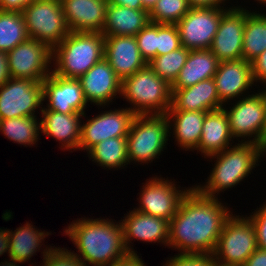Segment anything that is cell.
Here are the masks:
<instances>
[{
    "mask_svg": "<svg viewBox=\"0 0 266 266\" xmlns=\"http://www.w3.org/2000/svg\"><path fill=\"white\" fill-rule=\"evenodd\" d=\"M219 200L201 195L192 185L170 220L168 248L179 253H213L233 213Z\"/></svg>",
    "mask_w": 266,
    "mask_h": 266,
    "instance_id": "obj_1",
    "label": "cell"
},
{
    "mask_svg": "<svg viewBox=\"0 0 266 266\" xmlns=\"http://www.w3.org/2000/svg\"><path fill=\"white\" fill-rule=\"evenodd\" d=\"M101 216L99 218H77L63 229L75 245L77 256L85 266H106L126 257L129 252L124 244L123 227Z\"/></svg>",
    "mask_w": 266,
    "mask_h": 266,
    "instance_id": "obj_2",
    "label": "cell"
},
{
    "mask_svg": "<svg viewBox=\"0 0 266 266\" xmlns=\"http://www.w3.org/2000/svg\"><path fill=\"white\" fill-rule=\"evenodd\" d=\"M264 155V147L254 143H235L220 153L208 156L214 160L212 171L205 184H194V188L206 197L219 198L221 192L232 189L251 175L260 166ZM259 162V163H258ZM200 184V185H199ZM196 185V186H195Z\"/></svg>",
    "mask_w": 266,
    "mask_h": 266,
    "instance_id": "obj_3",
    "label": "cell"
},
{
    "mask_svg": "<svg viewBox=\"0 0 266 266\" xmlns=\"http://www.w3.org/2000/svg\"><path fill=\"white\" fill-rule=\"evenodd\" d=\"M103 58L102 33L70 32L52 49V72L63 78L78 79Z\"/></svg>",
    "mask_w": 266,
    "mask_h": 266,
    "instance_id": "obj_4",
    "label": "cell"
},
{
    "mask_svg": "<svg viewBox=\"0 0 266 266\" xmlns=\"http://www.w3.org/2000/svg\"><path fill=\"white\" fill-rule=\"evenodd\" d=\"M135 115L166 114L172 102L171 84L148 64L122 81L121 97Z\"/></svg>",
    "mask_w": 266,
    "mask_h": 266,
    "instance_id": "obj_5",
    "label": "cell"
},
{
    "mask_svg": "<svg viewBox=\"0 0 266 266\" xmlns=\"http://www.w3.org/2000/svg\"><path fill=\"white\" fill-rule=\"evenodd\" d=\"M166 114L135 115L127 135L129 164H149L159 158L168 145Z\"/></svg>",
    "mask_w": 266,
    "mask_h": 266,
    "instance_id": "obj_6",
    "label": "cell"
},
{
    "mask_svg": "<svg viewBox=\"0 0 266 266\" xmlns=\"http://www.w3.org/2000/svg\"><path fill=\"white\" fill-rule=\"evenodd\" d=\"M257 248L253 224L238 213L225 222L213 255L217 264L242 266Z\"/></svg>",
    "mask_w": 266,
    "mask_h": 266,
    "instance_id": "obj_7",
    "label": "cell"
},
{
    "mask_svg": "<svg viewBox=\"0 0 266 266\" xmlns=\"http://www.w3.org/2000/svg\"><path fill=\"white\" fill-rule=\"evenodd\" d=\"M254 93L235 100L233 103L232 101L225 103L222 108L227 115L230 131L235 141L254 143L265 148L264 105L260 94ZM226 104H229L228 107Z\"/></svg>",
    "mask_w": 266,
    "mask_h": 266,
    "instance_id": "obj_8",
    "label": "cell"
},
{
    "mask_svg": "<svg viewBox=\"0 0 266 266\" xmlns=\"http://www.w3.org/2000/svg\"><path fill=\"white\" fill-rule=\"evenodd\" d=\"M22 13L29 38L51 49L70 33L60 0H32Z\"/></svg>",
    "mask_w": 266,
    "mask_h": 266,
    "instance_id": "obj_9",
    "label": "cell"
},
{
    "mask_svg": "<svg viewBox=\"0 0 266 266\" xmlns=\"http://www.w3.org/2000/svg\"><path fill=\"white\" fill-rule=\"evenodd\" d=\"M174 180L165 179L161 175L146 179V182L142 183V189L138 193L139 197L137 199L139 204L134 209L147 215L166 219L170 222L176 214L182 198L192 188L180 189L181 186L179 185L177 187Z\"/></svg>",
    "mask_w": 266,
    "mask_h": 266,
    "instance_id": "obj_10",
    "label": "cell"
},
{
    "mask_svg": "<svg viewBox=\"0 0 266 266\" xmlns=\"http://www.w3.org/2000/svg\"><path fill=\"white\" fill-rule=\"evenodd\" d=\"M42 98V82L11 77L0 86V120L37 116V109L41 112L43 108Z\"/></svg>",
    "mask_w": 266,
    "mask_h": 266,
    "instance_id": "obj_11",
    "label": "cell"
},
{
    "mask_svg": "<svg viewBox=\"0 0 266 266\" xmlns=\"http://www.w3.org/2000/svg\"><path fill=\"white\" fill-rule=\"evenodd\" d=\"M12 78H28L42 82L52 72V49L32 38L26 39L7 52Z\"/></svg>",
    "mask_w": 266,
    "mask_h": 266,
    "instance_id": "obj_12",
    "label": "cell"
},
{
    "mask_svg": "<svg viewBox=\"0 0 266 266\" xmlns=\"http://www.w3.org/2000/svg\"><path fill=\"white\" fill-rule=\"evenodd\" d=\"M228 8H191L175 25L182 46L189 50L210 49L222 14Z\"/></svg>",
    "mask_w": 266,
    "mask_h": 266,
    "instance_id": "obj_13",
    "label": "cell"
},
{
    "mask_svg": "<svg viewBox=\"0 0 266 266\" xmlns=\"http://www.w3.org/2000/svg\"><path fill=\"white\" fill-rule=\"evenodd\" d=\"M81 124L78 151L88 152L103 140L114 137H127L135 114L127 107L101 111ZM85 121V122H84Z\"/></svg>",
    "mask_w": 266,
    "mask_h": 266,
    "instance_id": "obj_14",
    "label": "cell"
},
{
    "mask_svg": "<svg viewBox=\"0 0 266 266\" xmlns=\"http://www.w3.org/2000/svg\"><path fill=\"white\" fill-rule=\"evenodd\" d=\"M42 110H51L63 114H85L88 101L85 98L81 83L75 78H63L51 72L43 81ZM48 102V103H47Z\"/></svg>",
    "mask_w": 266,
    "mask_h": 266,
    "instance_id": "obj_15",
    "label": "cell"
},
{
    "mask_svg": "<svg viewBox=\"0 0 266 266\" xmlns=\"http://www.w3.org/2000/svg\"><path fill=\"white\" fill-rule=\"evenodd\" d=\"M246 23V7L240 5L227 9L221 17L214 36L211 52L219 61L242 58V43Z\"/></svg>",
    "mask_w": 266,
    "mask_h": 266,
    "instance_id": "obj_16",
    "label": "cell"
},
{
    "mask_svg": "<svg viewBox=\"0 0 266 266\" xmlns=\"http://www.w3.org/2000/svg\"><path fill=\"white\" fill-rule=\"evenodd\" d=\"M120 222L123 227L124 244L129 254L138 252L132 247V241H143L146 243H160L168 247L169 221L163 218L141 213L133 210L124 214Z\"/></svg>",
    "mask_w": 266,
    "mask_h": 266,
    "instance_id": "obj_17",
    "label": "cell"
},
{
    "mask_svg": "<svg viewBox=\"0 0 266 266\" xmlns=\"http://www.w3.org/2000/svg\"><path fill=\"white\" fill-rule=\"evenodd\" d=\"M78 80L88 103L96 105L97 108L110 107L109 104H112L114 98L121 97L122 81L104 58Z\"/></svg>",
    "mask_w": 266,
    "mask_h": 266,
    "instance_id": "obj_18",
    "label": "cell"
},
{
    "mask_svg": "<svg viewBox=\"0 0 266 266\" xmlns=\"http://www.w3.org/2000/svg\"><path fill=\"white\" fill-rule=\"evenodd\" d=\"M213 79L219 99L223 104L250 95L249 90L251 91L252 86H256L251 63L243 58L219 61Z\"/></svg>",
    "mask_w": 266,
    "mask_h": 266,
    "instance_id": "obj_19",
    "label": "cell"
},
{
    "mask_svg": "<svg viewBox=\"0 0 266 266\" xmlns=\"http://www.w3.org/2000/svg\"><path fill=\"white\" fill-rule=\"evenodd\" d=\"M104 59L121 81L147 65L140 54L135 36H105Z\"/></svg>",
    "mask_w": 266,
    "mask_h": 266,
    "instance_id": "obj_20",
    "label": "cell"
},
{
    "mask_svg": "<svg viewBox=\"0 0 266 266\" xmlns=\"http://www.w3.org/2000/svg\"><path fill=\"white\" fill-rule=\"evenodd\" d=\"M60 1L70 32H102L108 0Z\"/></svg>",
    "mask_w": 266,
    "mask_h": 266,
    "instance_id": "obj_21",
    "label": "cell"
},
{
    "mask_svg": "<svg viewBox=\"0 0 266 266\" xmlns=\"http://www.w3.org/2000/svg\"><path fill=\"white\" fill-rule=\"evenodd\" d=\"M40 120L41 134L55 139L63 151H77L81 136V124L85 114H63L51 110H42ZM82 119V120H81ZM65 149V150H64ZM73 150V151H72Z\"/></svg>",
    "mask_w": 266,
    "mask_h": 266,
    "instance_id": "obj_22",
    "label": "cell"
},
{
    "mask_svg": "<svg viewBox=\"0 0 266 266\" xmlns=\"http://www.w3.org/2000/svg\"><path fill=\"white\" fill-rule=\"evenodd\" d=\"M223 105L214 79L209 78L184 89H172V102L168 110L208 112Z\"/></svg>",
    "mask_w": 266,
    "mask_h": 266,
    "instance_id": "obj_23",
    "label": "cell"
},
{
    "mask_svg": "<svg viewBox=\"0 0 266 266\" xmlns=\"http://www.w3.org/2000/svg\"><path fill=\"white\" fill-rule=\"evenodd\" d=\"M29 222L24 223V225L19 226L16 230L8 229L9 236V253L8 258L14 259L16 262L22 264L31 261V257L37 255L36 252H41L43 254V259L46 255L55 247L46 246L44 244V239L49 237L50 232L45 230H40ZM43 241V242H42ZM45 246V248L41 246Z\"/></svg>",
    "mask_w": 266,
    "mask_h": 266,
    "instance_id": "obj_24",
    "label": "cell"
},
{
    "mask_svg": "<svg viewBox=\"0 0 266 266\" xmlns=\"http://www.w3.org/2000/svg\"><path fill=\"white\" fill-rule=\"evenodd\" d=\"M227 115L223 108L206 112L199 146L195 151L204 158L222 152L234 144Z\"/></svg>",
    "mask_w": 266,
    "mask_h": 266,
    "instance_id": "obj_25",
    "label": "cell"
},
{
    "mask_svg": "<svg viewBox=\"0 0 266 266\" xmlns=\"http://www.w3.org/2000/svg\"><path fill=\"white\" fill-rule=\"evenodd\" d=\"M205 116L204 111L167 110L169 133L174 135L173 138L181 150L186 152L197 149Z\"/></svg>",
    "mask_w": 266,
    "mask_h": 266,
    "instance_id": "obj_26",
    "label": "cell"
},
{
    "mask_svg": "<svg viewBox=\"0 0 266 266\" xmlns=\"http://www.w3.org/2000/svg\"><path fill=\"white\" fill-rule=\"evenodd\" d=\"M150 23L149 12L108 3L102 34L135 36Z\"/></svg>",
    "mask_w": 266,
    "mask_h": 266,
    "instance_id": "obj_27",
    "label": "cell"
},
{
    "mask_svg": "<svg viewBox=\"0 0 266 266\" xmlns=\"http://www.w3.org/2000/svg\"><path fill=\"white\" fill-rule=\"evenodd\" d=\"M218 64L219 60L210 49L190 50L186 63L171 84L172 89H184L213 78Z\"/></svg>",
    "mask_w": 266,
    "mask_h": 266,
    "instance_id": "obj_28",
    "label": "cell"
},
{
    "mask_svg": "<svg viewBox=\"0 0 266 266\" xmlns=\"http://www.w3.org/2000/svg\"><path fill=\"white\" fill-rule=\"evenodd\" d=\"M89 160L102 169L120 170L129 165L127 137H114L103 140L87 152Z\"/></svg>",
    "mask_w": 266,
    "mask_h": 266,
    "instance_id": "obj_29",
    "label": "cell"
},
{
    "mask_svg": "<svg viewBox=\"0 0 266 266\" xmlns=\"http://www.w3.org/2000/svg\"><path fill=\"white\" fill-rule=\"evenodd\" d=\"M261 13L246 8L242 58L250 63L266 50V13Z\"/></svg>",
    "mask_w": 266,
    "mask_h": 266,
    "instance_id": "obj_30",
    "label": "cell"
},
{
    "mask_svg": "<svg viewBox=\"0 0 266 266\" xmlns=\"http://www.w3.org/2000/svg\"><path fill=\"white\" fill-rule=\"evenodd\" d=\"M38 119L37 116H26L0 120V133L14 143L32 147L41 139Z\"/></svg>",
    "mask_w": 266,
    "mask_h": 266,
    "instance_id": "obj_31",
    "label": "cell"
},
{
    "mask_svg": "<svg viewBox=\"0 0 266 266\" xmlns=\"http://www.w3.org/2000/svg\"><path fill=\"white\" fill-rule=\"evenodd\" d=\"M28 38L23 13L0 10V50L8 52Z\"/></svg>",
    "mask_w": 266,
    "mask_h": 266,
    "instance_id": "obj_32",
    "label": "cell"
},
{
    "mask_svg": "<svg viewBox=\"0 0 266 266\" xmlns=\"http://www.w3.org/2000/svg\"><path fill=\"white\" fill-rule=\"evenodd\" d=\"M189 52V49L182 46L179 49L171 51L165 55L156 56L148 63V66L160 78L172 84L186 63Z\"/></svg>",
    "mask_w": 266,
    "mask_h": 266,
    "instance_id": "obj_33",
    "label": "cell"
},
{
    "mask_svg": "<svg viewBox=\"0 0 266 266\" xmlns=\"http://www.w3.org/2000/svg\"><path fill=\"white\" fill-rule=\"evenodd\" d=\"M190 9L188 0H158L149 12L150 22L176 24Z\"/></svg>",
    "mask_w": 266,
    "mask_h": 266,
    "instance_id": "obj_34",
    "label": "cell"
},
{
    "mask_svg": "<svg viewBox=\"0 0 266 266\" xmlns=\"http://www.w3.org/2000/svg\"><path fill=\"white\" fill-rule=\"evenodd\" d=\"M182 47L175 24L156 23V56L165 55Z\"/></svg>",
    "mask_w": 266,
    "mask_h": 266,
    "instance_id": "obj_35",
    "label": "cell"
},
{
    "mask_svg": "<svg viewBox=\"0 0 266 266\" xmlns=\"http://www.w3.org/2000/svg\"><path fill=\"white\" fill-rule=\"evenodd\" d=\"M135 38L140 54L148 64L156 57V23L150 22L135 35Z\"/></svg>",
    "mask_w": 266,
    "mask_h": 266,
    "instance_id": "obj_36",
    "label": "cell"
},
{
    "mask_svg": "<svg viewBox=\"0 0 266 266\" xmlns=\"http://www.w3.org/2000/svg\"><path fill=\"white\" fill-rule=\"evenodd\" d=\"M168 259L162 266H215L217 264L213 253H177Z\"/></svg>",
    "mask_w": 266,
    "mask_h": 266,
    "instance_id": "obj_37",
    "label": "cell"
},
{
    "mask_svg": "<svg viewBox=\"0 0 266 266\" xmlns=\"http://www.w3.org/2000/svg\"><path fill=\"white\" fill-rule=\"evenodd\" d=\"M41 261L43 266H85L71 249L54 247Z\"/></svg>",
    "mask_w": 266,
    "mask_h": 266,
    "instance_id": "obj_38",
    "label": "cell"
},
{
    "mask_svg": "<svg viewBox=\"0 0 266 266\" xmlns=\"http://www.w3.org/2000/svg\"><path fill=\"white\" fill-rule=\"evenodd\" d=\"M249 215H245L253 224L256 233V241L259 249L266 250V201L263 205L253 209Z\"/></svg>",
    "mask_w": 266,
    "mask_h": 266,
    "instance_id": "obj_39",
    "label": "cell"
},
{
    "mask_svg": "<svg viewBox=\"0 0 266 266\" xmlns=\"http://www.w3.org/2000/svg\"><path fill=\"white\" fill-rule=\"evenodd\" d=\"M251 67L252 76L256 84L255 88H259L257 87L259 86L257 85L258 83L260 85L266 84V50L251 62Z\"/></svg>",
    "mask_w": 266,
    "mask_h": 266,
    "instance_id": "obj_40",
    "label": "cell"
},
{
    "mask_svg": "<svg viewBox=\"0 0 266 266\" xmlns=\"http://www.w3.org/2000/svg\"><path fill=\"white\" fill-rule=\"evenodd\" d=\"M32 0H0V10L23 12Z\"/></svg>",
    "mask_w": 266,
    "mask_h": 266,
    "instance_id": "obj_41",
    "label": "cell"
},
{
    "mask_svg": "<svg viewBox=\"0 0 266 266\" xmlns=\"http://www.w3.org/2000/svg\"><path fill=\"white\" fill-rule=\"evenodd\" d=\"M139 254H128L123 259L114 261L106 266H147Z\"/></svg>",
    "mask_w": 266,
    "mask_h": 266,
    "instance_id": "obj_42",
    "label": "cell"
},
{
    "mask_svg": "<svg viewBox=\"0 0 266 266\" xmlns=\"http://www.w3.org/2000/svg\"><path fill=\"white\" fill-rule=\"evenodd\" d=\"M242 266H266V250L257 248Z\"/></svg>",
    "mask_w": 266,
    "mask_h": 266,
    "instance_id": "obj_43",
    "label": "cell"
},
{
    "mask_svg": "<svg viewBox=\"0 0 266 266\" xmlns=\"http://www.w3.org/2000/svg\"><path fill=\"white\" fill-rule=\"evenodd\" d=\"M226 1L227 0H188V3L191 6V8H196V7L232 8V7H234V5L230 6V7H226L225 6ZM228 1H230V0H228Z\"/></svg>",
    "mask_w": 266,
    "mask_h": 266,
    "instance_id": "obj_44",
    "label": "cell"
},
{
    "mask_svg": "<svg viewBox=\"0 0 266 266\" xmlns=\"http://www.w3.org/2000/svg\"><path fill=\"white\" fill-rule=\"evenodd\" d=\"M11 78V74L8 67L7 52L0 50V86L5 84Z\"/></svg>",
    "mask_w": 266,
    "mask_h": 266,
    "instance_id": "obj_45",
    "label": "cell"
},
{
    "mask_svg": "<svg viewBox=\"0 0 266 266\" xmlns=\"http://www.w3.org/2000/svg\"><path fill=\"white\" fill-rule=\"evenodd\" d=\"M109 3L118 6H126L136 10H145L143 8L141 0H108Z\"/></svg>",
    "mask_w": 266,
    "mask_h": 266,
    "instance_id": "obj_46",
    "label": "cell"
},
{
    "mask_svg": "<svg viewBox=\"0 0 266 266\" xmlns=\"http://www.w3.org/2000/svg\"><path fill=\"white\" fill-rule=\"evenodd\" d=\"M5 253H9L8 229L0 228V256Z\"/></svg>",
    "mask_w": 266,
    "mask_h": 266,
    "instance_id": "obj_47",
    "label": "cell"
},
{
    "mask_svg": "<svg viewBox=\"0 0 266 266\" xmlns=\"http://www.w3.org/2000/svg\"><path fill=\"white\" fill-rule=\"evenodd\" d=\"M265 85V86H264ZM263 87L265 88H262L261 90L258 89V93L260 94L261 98H262V102H263V105H264V110H265V147H266V84H264Z\"/></svg>",
    "mask_w": 266,
    "mask_h": 266,
    "instance_id": "obj_48",
    "label": "cell"
},
{
    "mask_svg": "<svg viewBox=\"0 0 266 266\" xmlns=\"http://www.w3.org/2000/svg\"><path fill=\"white\" fill-rule=\"evenodd\" d=\"M158 0H141L143 8L150 12Z\"/></svg>",
    "mask_w": 266,
    "mask_h": 266,
    "instance_id": "obj_49",
    "label": "cell"
},
{
    "mask_svg": "<svg viewBox=\"0 0 266 266\" xmlns=\"http://www.w3.org/2000/svg\"><path fill=\"white\" fill-rule=\"evenodd\" d=\"M19 264H21V263L16 262L14 259L9 258V260L6 259V260H4V262L2 261L0 263V266H20Z\"/></svg>",
    "mask_w": 266,
    "mask_h": 266,
    "instance_id": "obj_50",
    "label": "cell"
},
{
    "mask_svg": "<svg viewBox=\"0 0 266 266\" xmlns=\"http://www.w3.org/2000/svg\"><path fill=\"white\" fill-rule=\"evenodd\" d=\"M255 1H257L259 4H261V7H262V4L264 6H266V0H255Z\"/></svg>",
    "mask_w": 266,
    "mask_h": 266,
    "instance_id": "obj_51",
    "label": "cell"
},
{
    "mask_svg": "<svg viewBox=\"0 0 266 266\" xmlns=\"http://www.w3.org/2000/svg\"><path fill=\"white\" fill-rule=\"evenodd\" d=\"M28 265H30V266H37L36 262H35L34 264L31 262V264H28ZM38 266H43V265L40 264V265H38Z\"/></svg>",
    "mask_w": 266,
    "mask_h": 266,
    "instance_id": "obj_52",
    "label": "cell"
},
{
    "mask_svg": "<svg viewBox=\"0 0 266 266\" xmlns=\"http://www.w3.org/2000/svg\"><path fill=\"white\" fill-rule=\"evenodd\" d=\"M215 266H231V265H221V264H216Z\"/></svg>",
    "mask_w": 266,
    "mask_h": 266,
    "instance_id": "obj_53",
    "label": "cell"
},
{
    "mask_svg": "<svg viewBox=\"0 0 266 266\" xmlns=\"http://www.w3.org/2000/svg\"><path fill=\"white\" fill-rule=\"evenodd\" d=\"M264 155H266V147L264 148ZM265 158H266V156H265Z\"/></svg>",
    "mask_w": 266,
    "mask_h": 266,
    "instance_id": "obj_54",
    "label": "cell"
}]
</instances>
